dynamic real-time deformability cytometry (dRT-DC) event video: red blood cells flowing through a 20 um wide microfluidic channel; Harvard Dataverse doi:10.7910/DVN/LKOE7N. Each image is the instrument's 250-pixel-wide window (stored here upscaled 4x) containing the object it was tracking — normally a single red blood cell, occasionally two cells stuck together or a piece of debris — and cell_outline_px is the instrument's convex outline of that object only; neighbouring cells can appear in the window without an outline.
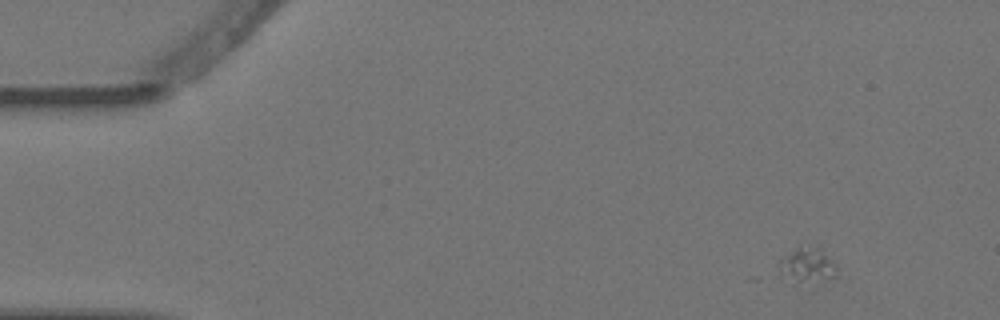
{"species": "Egyptian fruit bat (a non-hibernating species)", "species_latin": "Rousettus aegyptiacus", "temperature_condition": "warm", "stored_images_in_passage": 5, "segment_of_instrument_passage": [1, 2], "camera_frame_rate_fps": 3000, "um_per_image_px": 0.085, "animal": {"sex": "female"}, "frame": {"image": 1, "passage_image": 1, "time_ms": 0.0, "image_size_px": [1000, 320], "cell_outline_px": [[840, 276], [796, 284], [792, 284], [780, 272], [780, 260], [800, 244], [820, 248], [840, 268]], "centroid_in_image_um": [68.67, 22.55], "position_along_channel_um": 16.3, "area_um2": 12.08}}
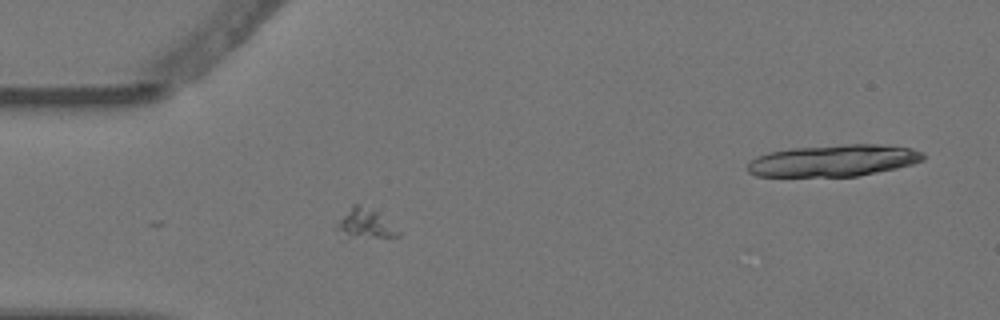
{"frame": {"image": 2, "passage_image": 4, "time_ms": 1.0, "image_size_px": [1000, 320], "cell_outline_px": [[400, 236], [344, 240], [332, 228], [352, 204], [356, 204], [376, 212], [400, 232]], "centroid_in_image_um": [30.9, 19.11], "position_along_channel_um": 54.1, "area_um2": 10.92}}